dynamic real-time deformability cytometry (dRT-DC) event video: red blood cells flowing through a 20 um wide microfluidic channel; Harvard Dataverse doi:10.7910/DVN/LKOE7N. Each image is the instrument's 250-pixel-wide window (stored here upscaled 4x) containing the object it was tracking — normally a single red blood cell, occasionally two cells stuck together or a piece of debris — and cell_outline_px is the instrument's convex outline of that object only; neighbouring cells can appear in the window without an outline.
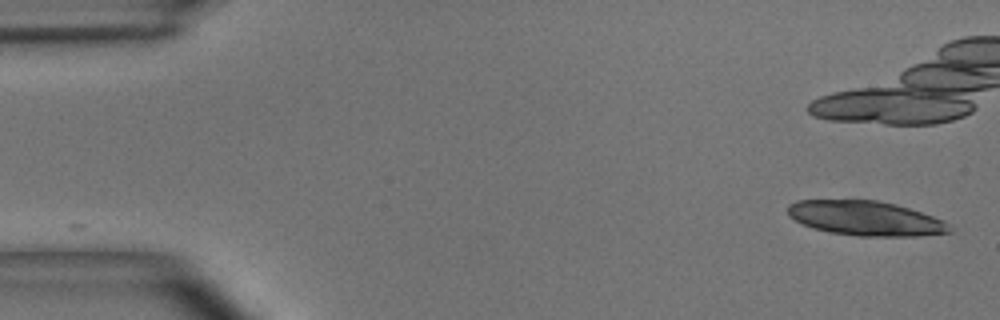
{"species": "common noctule bat (a hibernating species)", "species_latin": "Nyctalus noctula", "temperature_condition": "room temperature", "stored_images_in_passage": 13, "camera_frame_rate_fps": 3000, "um_per_image_px": 0.085, "animal": {"sex": "male", "body_mass_g": 15.6}, "frame": {"image": 1, "passage_image": 1, "time_ms": 0.0, "image_size_px": [1000, 320], "cell_outline_px": [[952, 232], [920, 236], [860, 236], [832, 232], [812, 228], [788, 216], [788, 204], [796, 200], [876, 200], [896, 204], [944, 220], [948, 224]], "centroid_in_image_um": [73.57, 18.55], "position_along_channel_um": 11.4, "area_um2": 32.48}}